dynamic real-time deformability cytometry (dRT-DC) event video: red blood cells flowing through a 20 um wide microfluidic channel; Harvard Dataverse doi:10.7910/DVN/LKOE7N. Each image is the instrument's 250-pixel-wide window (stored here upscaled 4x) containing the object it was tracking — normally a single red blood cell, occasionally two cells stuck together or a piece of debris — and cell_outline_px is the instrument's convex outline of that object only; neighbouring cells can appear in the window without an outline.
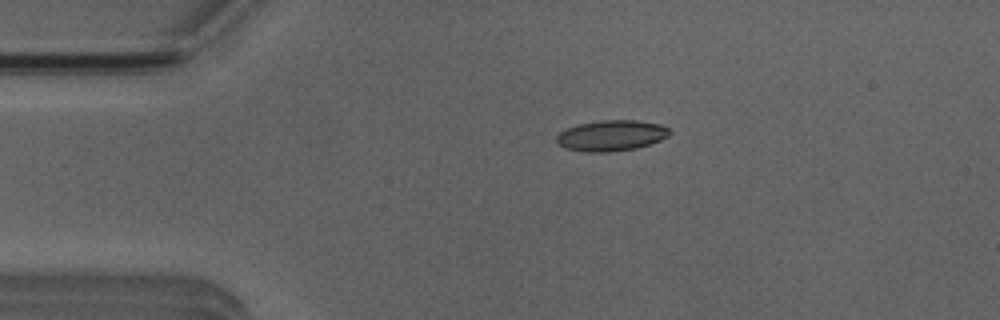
{"species": "Egyptian fruit bat (a non-hibernating species)", "species_latin": "Rousettus aegyptiacus", "temperature_condition": "room temperature", "stored_images_in_passage": 4, "camera_frame_rate_fps": 3000, "um_per_image_px": 0.085, "animal": {"sex": "male"}, "frame": {"image": 1, "passage_image": 3, "time_ms": 2.667, "image_size_px": [1000, 320], "cell_outline_px": [[672, 132], [668, 136], [660, 140], [636, 148], [608, 152], [584, 152], [568, 148], [560, 144], [556, 140], [556, 136], [560, 132], [576, 124], [600, 120], [636, 120], [660, 124], [668, 128]], "centroid_in_image_um": [51.97, 11.51], "position_along_channel_um": 33.0, "area_um2": 20.17}}